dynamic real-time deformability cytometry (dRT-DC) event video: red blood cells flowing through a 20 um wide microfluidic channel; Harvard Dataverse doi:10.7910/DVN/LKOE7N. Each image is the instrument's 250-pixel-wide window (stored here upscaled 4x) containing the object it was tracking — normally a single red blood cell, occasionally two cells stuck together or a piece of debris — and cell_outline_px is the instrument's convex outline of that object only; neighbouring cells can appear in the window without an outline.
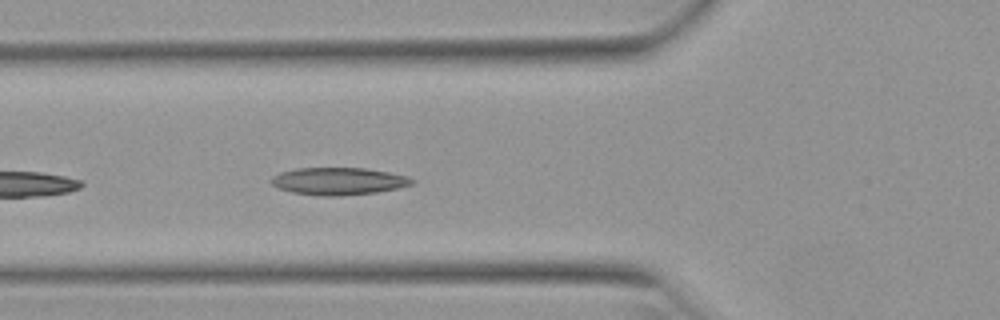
{"species": "Egyptian fruit bat (a non-hibernating species)", "species_latin": "Rousettus aegyptiacus", "temperature_condition": "warm", "stored_images_in_passage": 8, "camera_frame_rate_fps": 3000, "um_per_image_px": 0.085, "animal": {"sex": "female"}, "frame": {"image": 1, "passage_image": 3, "time_ms": 0.667, "image_size_px": [1000, 320], "cell_outline_px": [[416, 180], [412, 184], [396, 188], [376, 192], [340, 196], [320, 196], [292, 192], [276, 188], [268, 180], [272, 176], [280, 172], [296, 168], [364, 168], [388, 172], [408, 176]], "centroid_in_image_um": [28.72, 15.4], "position_along_channel_um": 97.1, "area_um2": 22.54}}
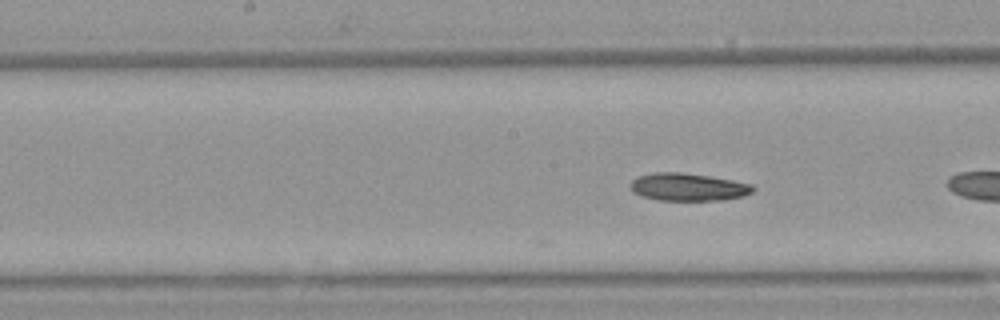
{"frame": {"image": 2, "passage_image": 8, "time_ms": 2.333, "image_size_px": [1000, 320], "cell_outline_px": [[756, 188], [752, 192], [744, 196], [724, 200], [660, 200], [640, 196], [632, 192], [628, 184], [636, 176], [652, 172], [684, 172], [732, 180], [752, 184]], "centroid_in_image_um": [58.45, 15.89], "position_along_channel_um": 189.8, "area_um2": 20.06}}